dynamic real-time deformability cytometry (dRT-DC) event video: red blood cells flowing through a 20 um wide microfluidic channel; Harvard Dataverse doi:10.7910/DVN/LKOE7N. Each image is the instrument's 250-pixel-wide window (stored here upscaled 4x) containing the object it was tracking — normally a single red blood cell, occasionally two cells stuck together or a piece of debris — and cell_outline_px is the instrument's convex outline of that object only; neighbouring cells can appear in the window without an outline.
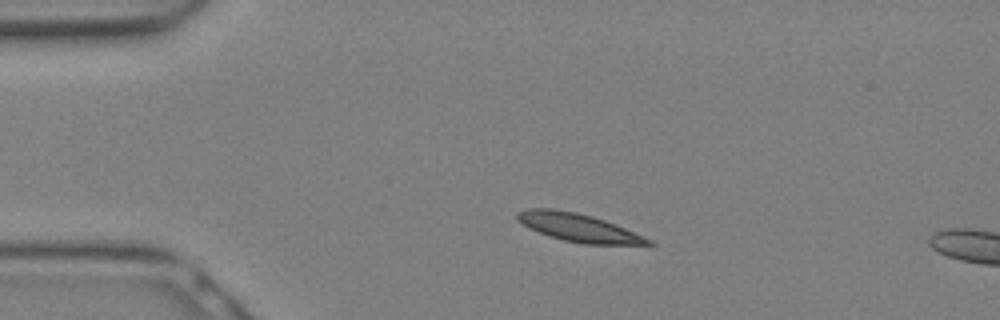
{"species": "Egyptian fruit bat (a non-hibernating species)", "species_latin": "Rousettus aegyptiacus", "temperature_condition": "warm", "stored_images_in_passage": 3, "camera_frame_rate_fps": 3000, "um_per_image_px": 0.085, "animal": {"sex": "female"}, "frame": {"image": 1, "passage_image": 1, "time_ms": 0.0, "image_size_px": [1000, 320], "cell_outline_px": [[656, 244], [584, 244], [564, 240], [548, 236], [516, 220], [516, 212], [528, 208], [552, 208], [576, 212], [592, 216], [604, 220], [644, 236], [652, 240]], "centroid_in_image_um": [49.14, 19.33], "position_along_channel_um": 35.9, "area_um2": 21.15}}